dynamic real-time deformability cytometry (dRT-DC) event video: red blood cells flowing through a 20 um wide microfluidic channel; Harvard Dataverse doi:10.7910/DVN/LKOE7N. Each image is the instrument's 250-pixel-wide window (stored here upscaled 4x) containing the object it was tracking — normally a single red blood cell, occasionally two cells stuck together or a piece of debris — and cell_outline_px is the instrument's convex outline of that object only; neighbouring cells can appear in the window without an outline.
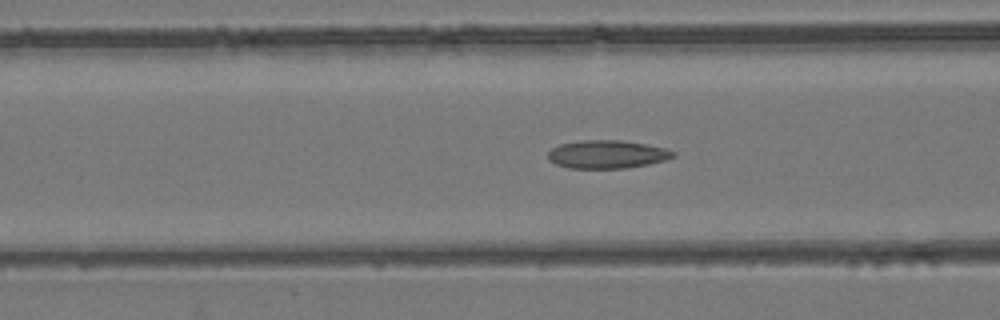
{"species": "common noctule bat (a hibernating species)", "species_latin": "Nyctalus noctula", "temperature_condition": "room temperature", "stored_images_in_passage": 55, "camera_frame_rate_fps": 3000, "um_per_image_px": 0.085, "animal": {"sex": "female", "body_mass_g": 24.6, "forearm_length_mm": 56.2}, "frame": {"image": 1, "passage_image": 22, "time_ms": 7.0, "image_size_px": [1000, 320], "cell_outline_px": [[676, 156], [664, 160], [648, 164], [624, 168], [568, 168], [556, 164], [548, 160], [548, 152], [552, 148], [560, 144], [584, 140], [620, 140], [644, 144], [664, 148], [676, 152]], "centroid_in_image_um": [51.58, 13.12], "position_along_channel_um": 115.0, "area_um2": 20.4}}
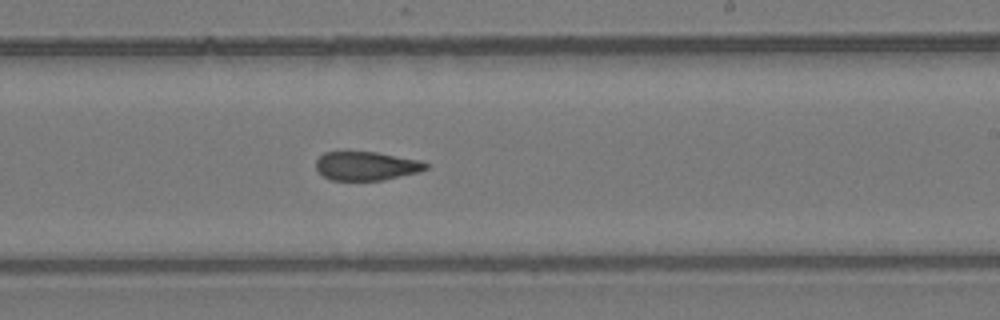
{"frame": {"image": 2, "passage_image": 33, "time_ms": 10.667, "image_size_px": [1000, 320], "cell_outline_px": [[428, 168], [420, 172], [384, 180], [332, 180], [324, 176], [316, 168], [316, 160], [324, 152], [376, 152], [420, 160], [428, 164]], "centroid_in_image_um": [31.17, 14.11], "position_along_channel_um": 257.8, "area_um2": 18.38}}
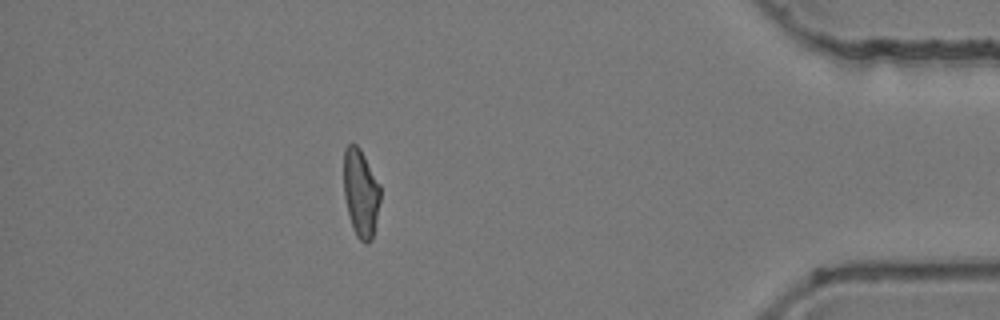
{"frame": {"image": 3, "passage_image": 48, "time_ms": 15.667, "image_size_px": [1000, 320], "cell_outline_px": [[380, 200], [372, 240], [368, 244], [364, 244], [356, 236], [352, 228], [344, 196], [344, 148], [348, 144], [356, 144], [360, 148], [380, 184]], "centroid_in_image_um": [30.66, 16.42], "position_along_channel_um": 404.5, "area_um2": 18.84}, "authors_computed_cell_mechanics": {"area_um2": 19.8832, "velocity_mm_per_s": 3.8994, "shape_relaxation_time_tau1_ms": null, "shape_relaxation_time_tau2_ms": 3.2717, "deformation_change_tau1": null, "deformation_change_tau2": 0.1181}}